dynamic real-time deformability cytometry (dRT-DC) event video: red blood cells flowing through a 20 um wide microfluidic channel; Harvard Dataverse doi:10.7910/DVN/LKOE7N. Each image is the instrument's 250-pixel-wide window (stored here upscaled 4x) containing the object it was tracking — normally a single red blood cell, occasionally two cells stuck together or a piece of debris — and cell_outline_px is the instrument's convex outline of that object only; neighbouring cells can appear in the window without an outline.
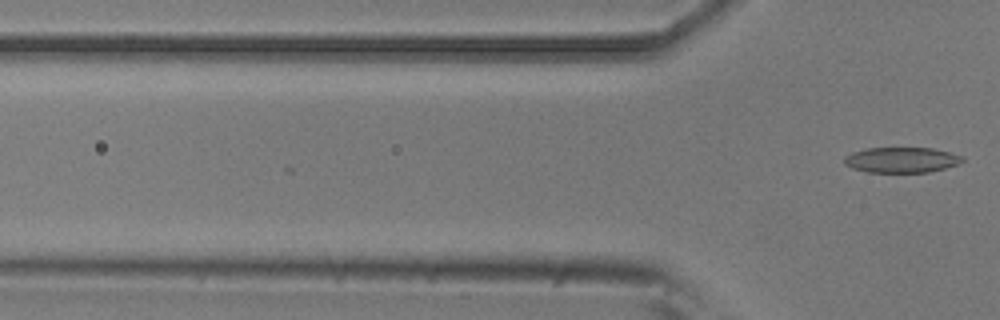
{"species": "common noctule bat (a hibernating species)", "species_latin": "Nyctalus noctula", "temperature_condition": "room temperature", "stored_images_in_passage": 2, "camera_frame_rate_fps": 3000, "um_per_image_px": 0.085, "animal": {"sex": "male", "body_mass_g": 20.5, "forearm_length_mm": 52.5}, "frame": {"image": 1, "passage_image": 2, "time_ms": 0.333, "image_size_px": [1000, 320], "cell_outline_px": [[964, 160], [956, 164], [944, 168], [928, 172], [868, 172], [852, 168], [844, 164], [844, 156], [852, 152], [868, 148], [932, 148], [948, 152], [960, 156]], "centroid_in_image_um": [76.56, 13.59], "position_along_channel_um": 49.2, "area_um2": 17.28}}